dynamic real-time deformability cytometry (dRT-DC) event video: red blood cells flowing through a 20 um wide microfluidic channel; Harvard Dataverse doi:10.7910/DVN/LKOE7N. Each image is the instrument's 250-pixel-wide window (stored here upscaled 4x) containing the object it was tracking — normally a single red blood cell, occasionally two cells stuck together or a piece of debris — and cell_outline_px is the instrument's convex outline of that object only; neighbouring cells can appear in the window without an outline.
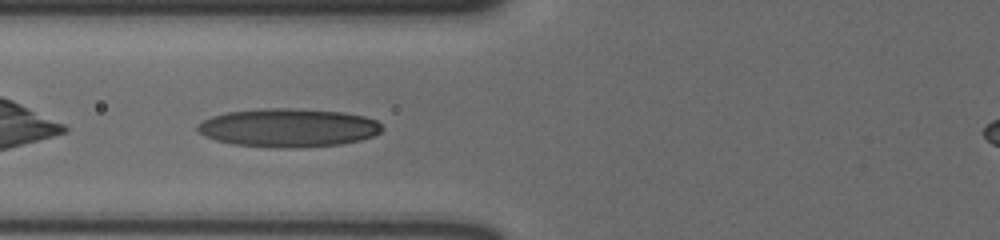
{"species": "human", "species_latin": "Homo sapiens", "temperature_condition": "cold", "stored_images_in_passage": 49, "camera_frame_rate_fps": 3000, "um_per_image_px": 0.085, "donor": {"sex": "male"}, "frame": {"image": 1, "passage_image": 15, "time_ms": 4.667, "image_size_px": [1000, 240], "cell_outline_px": [[384, 128], [380, 132], [372, 136], [360, 140], [340, 144], [300, 148], [272, 148], [232, 144], [216, 140], [204, 136], [196, 128], [196, 124], [212, 116], [228, 112], [268, 108], [292, 108], [344, 112], [364, 116], [376, 120]], "centroid_in_image_um": [24.5, 10.87], "position_along_channel_um": 101.3, "area_um2": 41.56}}
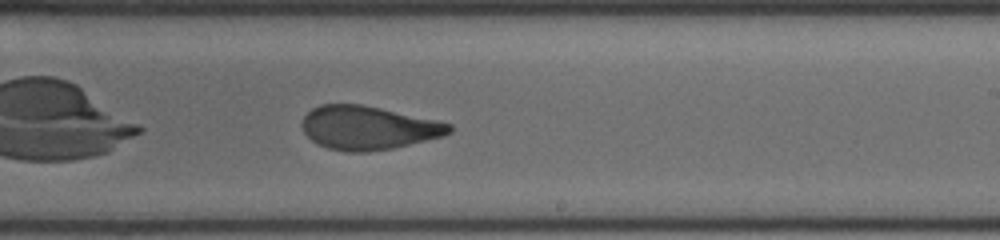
{"frame": {"image": 2, "passage_image": 28, "time_ms": 9.0, "image_size_px": [1000, 240], "cell_outline_px": [[452, 132], [444, 136], [392, 148], [368, 152], [348, 152], [328, 148], [316, 144], [304, 132], [300, 124], [304, 116], [312, 108], [320, 104], [360, 104], [380, 108], [436, 120], [452, 124]], "centroid_in_image_um": [31.27, 10.86], "position_along_channel_um": 257.7, "area_um2": 37.4}}
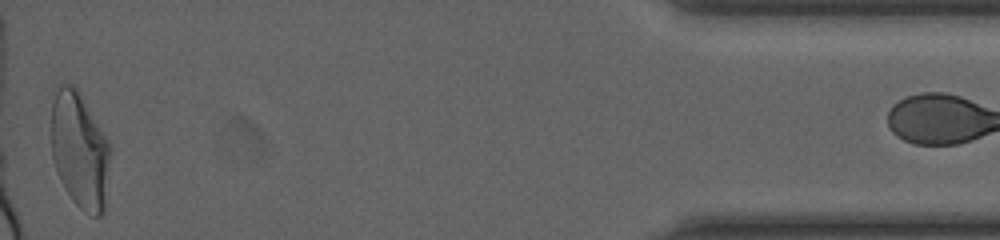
{"frame": {"image": 3, "passage_image": 48, "time_ms": 15.667, "image_size_px": [1000, 240], "cell_outline_px": [[108, 160], [104, 212], [100, 216], [92, 216], [84, 212], [72, 200], [60, 180], [52, 156], [52, 104], [56, 92], [60, 84], [72, 84], [80, 92], [104, 136], [108, 144]], "centroid_in_image_um": [6.74, 12.8], "position_along_channel_um": 428.5, "area_um2": 38.9}}